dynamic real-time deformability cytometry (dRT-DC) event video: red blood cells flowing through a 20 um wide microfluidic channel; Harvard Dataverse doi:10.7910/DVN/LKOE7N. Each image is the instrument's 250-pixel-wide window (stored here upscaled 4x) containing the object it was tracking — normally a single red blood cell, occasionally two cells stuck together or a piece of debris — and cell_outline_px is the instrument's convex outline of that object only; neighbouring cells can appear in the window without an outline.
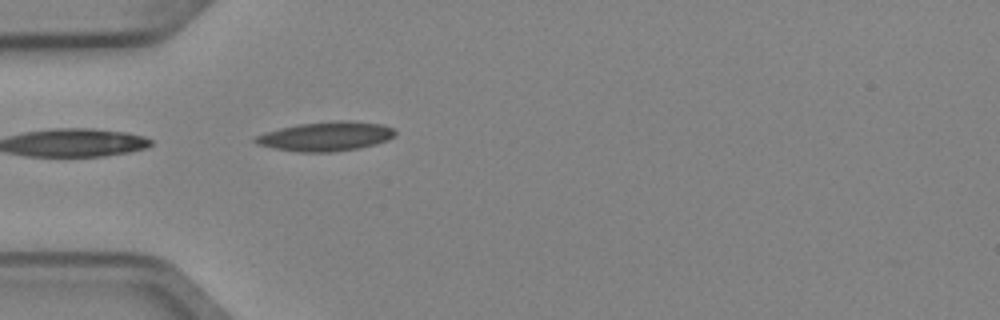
{"species": "Egyptian fruit bat (a non-hibernating species)", "species_latin": "Rousettus aegyptiacus", "temperature_condition": "cold", "stored_images_in_passage": 1, "camera_frame_rate_fps": 3000, "um_per_image_px": 0.085, "animal": {"sex": "female"}, "frame": {"image": 1, "passage_image": 1, "time_ms": 0.0, "image_size_px": [1000, 320], "cell_outline_px": [[396, 132], [388, 140], [376, 144], [360, 148], [332, 152], [296, 152], [272, 148], [256, 144], [252, 140], [256, 136], [264, 132], [280, 128], [300, 124], [340, 120], [352, 120], [384, 124], [392, 128]], "centroid_in_image_um": [27.69, 11.59], "position_along_channel_um": 57.3, "area_um2": 24.04}}